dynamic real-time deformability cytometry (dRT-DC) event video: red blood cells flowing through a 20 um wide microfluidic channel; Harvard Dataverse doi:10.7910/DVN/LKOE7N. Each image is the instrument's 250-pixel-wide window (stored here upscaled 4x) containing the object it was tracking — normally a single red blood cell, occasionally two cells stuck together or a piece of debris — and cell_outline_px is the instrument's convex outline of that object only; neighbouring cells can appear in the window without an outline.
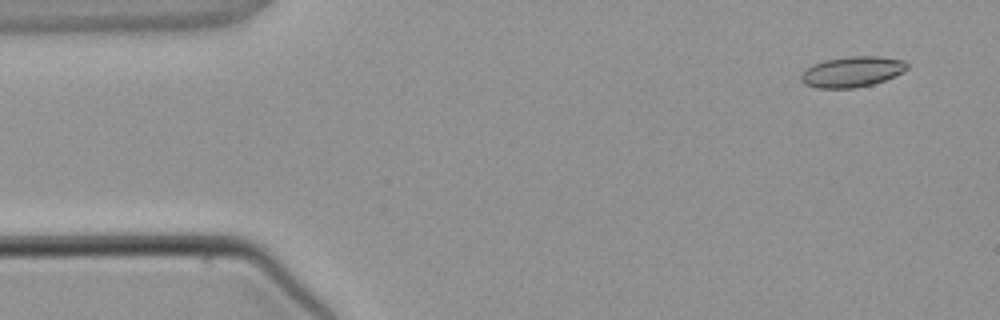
{"species": "common noctule bat (a hibernating species)", "species_latin": "Nyctalus noctula", "temperature_condition": "warm", "stored_images_in_passage": 3, "camera_frame_rate_fps": 3000, "um_per_image_px": 0.085, "animal": {"sex": "male", "body_mass_g": 21.5, "forearm_length_mm": 52.0}, "frame": {"image": 1, "passage_image": 1, "time_ms": 0.0, "image_size_px": [1000, 320], "cell_outline_px": [[908, 68], [884, 80], [872, 84], [856, 88], [816, 88], [804, 84], [800, 80], [800, 76], [812, 64], [824, 60], [848, 56], [880, 56], [904, 60], [908, 64]], "centroid_in_image_um": [72.4, 6.09], "position_along_channel_um": 12.6, "area_um2": 18.84}}